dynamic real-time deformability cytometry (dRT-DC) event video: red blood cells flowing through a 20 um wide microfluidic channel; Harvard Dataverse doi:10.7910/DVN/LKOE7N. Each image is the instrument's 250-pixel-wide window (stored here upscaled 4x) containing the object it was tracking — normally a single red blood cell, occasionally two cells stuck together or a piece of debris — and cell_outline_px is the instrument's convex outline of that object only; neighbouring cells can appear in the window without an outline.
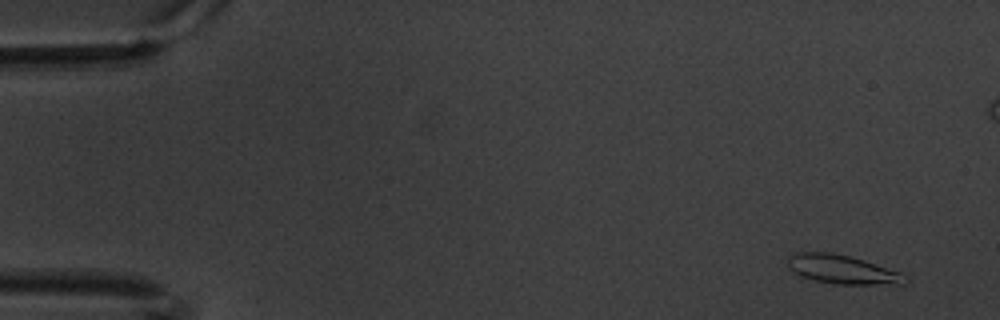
{"species": "common noctule bat (a hibernating species)", "species_latin": "Nyctalus noctula", "temperature_condition": "warm", "stored_images_in_passage": 11, "camera_frame_rate_fps": 3000, "um_per_image_px": 0.085, "animal": {"sex": "male", "body_mass_g": 20.1, "forearm_length_mm": 53.5}, "frame": {"image": 1, "passage_image": 1, "time_ms": 0.0, "image_size_px": [1000, 320], "cell_outline_px": [[908, 280], [904, 284], [836, 284], [816, 280], [800, 276], [792, 272], [788, 268], [788, 256], [796, 252], [832, 252], [864, 260], [900, 272]], "centroid_in_image_um": [71.55, 22.9], "position_along_channel_um": 13.5, "area_um2": 19.65}}
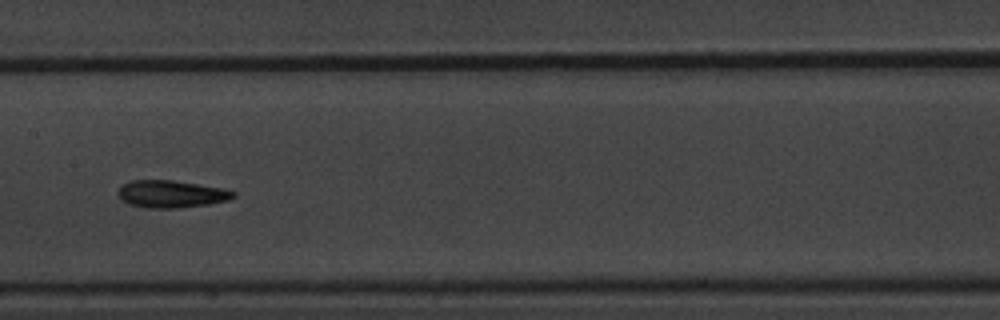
{"frame": {"image": 2, "passage_image": 8, "time_ms": 2.333, "image_size_px": [1000, 320], "cell_outline_px": [[236, 196], [228, 200], [208, 204], [180, 208], [144, 208], [128, 204], [120, 200], [116, 192], [124, 184], [132, 180], [172, 180], [224, 188], [236, 192]], "centroid_in_image_um": [14.54, 16.5], "position_along_channel_um": 192.9, "area_um2": 18.55}}
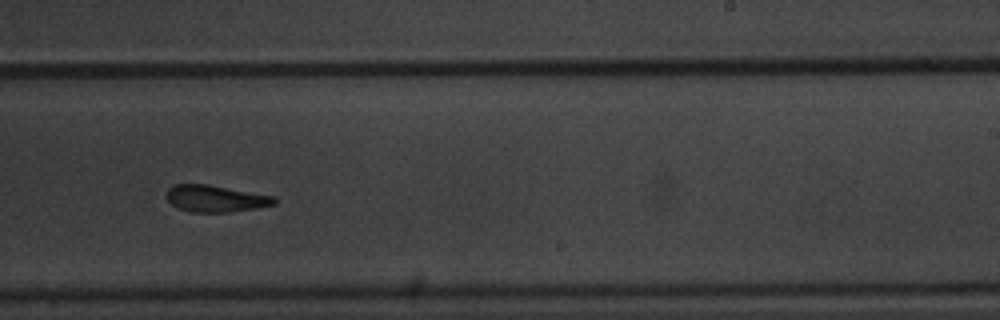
{"frame": {"image": 3, "passage_image": 10, "time_ms": 3.0, "image_size_px": [1000, 320], "cell_outline_px": [[276, 204], [256, 208], [232, 212], [192, 212], [180, 208], [172, 204], [164, 196], [168, 188], [172, 184], [208, 184], [276, 196]], "centroid_in_image_um": [18.32, 16.87], "position_along_channel_um": 270.7, "area_um2": 16.99}}